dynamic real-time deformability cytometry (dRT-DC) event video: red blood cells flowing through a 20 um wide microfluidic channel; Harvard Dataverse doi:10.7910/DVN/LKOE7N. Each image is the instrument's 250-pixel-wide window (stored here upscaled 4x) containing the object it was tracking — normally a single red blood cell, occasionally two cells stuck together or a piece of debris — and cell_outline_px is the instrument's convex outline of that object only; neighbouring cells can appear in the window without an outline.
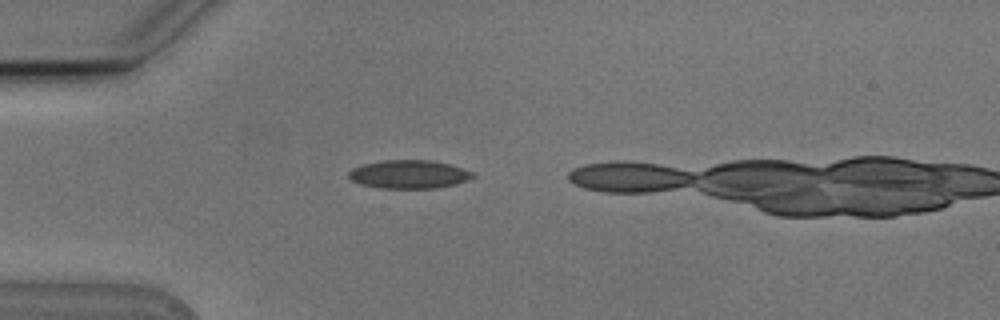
{"species": "Egyptian fruit bat (a non-hibernating species)", "species_latin": "Rousettus aegyptiacus", "temperature_condition": "cold", "stored_images_in_passage": 12, "camera_frame_rate_fps": 3000, "um_per_image_px": 0.085, "animal": {"sex": "male"}, "frame": {"image": 1, "passage_image": 3, "time_ms": 0.667, "image_size_px": [1000, 320], "cell_outline_px": [[476, 176], [468, 180], [456, 184], [436, 188], [380, 188], [360, 184], [348, 180], [348, 172], [352, 168], [364, 164], [384, 160], [428, 160], [448, 164], [476, 172]], "centroid_in_image_um": [34.76, 14.82], "position_along_channel_um": 50.2, "area_um2": 20.69}}
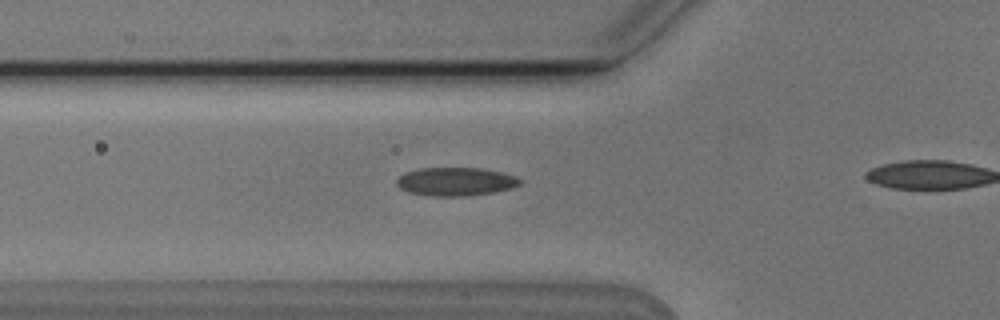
{"frame": {"image": 2, "passage_image": 7, "time_ms": 2.0, "image_size_px": [1000, 320], "cell_outline_px": [[524, 180], [520, 184], [512, 188], [492, 192], [468, 196], [432, 196], [408, 192], [400, 188], [396, 184], [396, 180], [404, 172], [420, 168], [484, 168], [516, 176]], "centroid_in_image_um": [38.74, 15.43], "position_along_channel_um": 87.1, "area_um2": 20.52}}
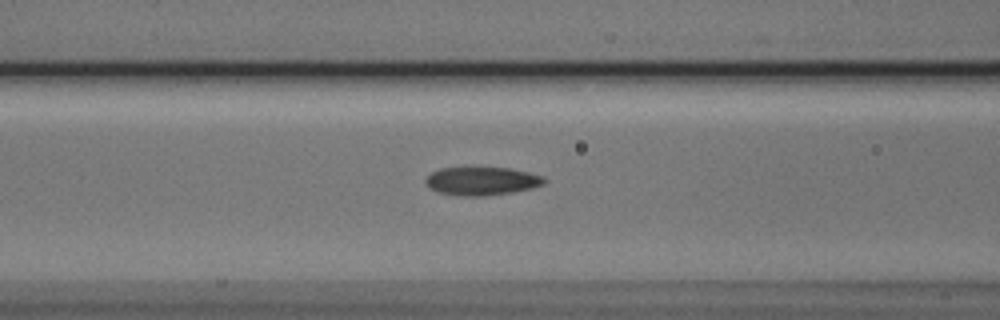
{"frame": {"image": 3, "passage_image": 10, "time_ms": 3.0, "image_size_px": [1000, 320], "cell_outline_px": [[548, 180], [544, 184], [532, 188], [512, 192], [484, 196], [464, 196], [440, 192], [432, 188], [424, 180], [432, 172], [440, 168], [476, 164], [512, 168], [544, 176]], "centroid_in_image_um": [40.99, 15.32], "position_along_channel_um": 125.6, "area_um2": 20.4}}